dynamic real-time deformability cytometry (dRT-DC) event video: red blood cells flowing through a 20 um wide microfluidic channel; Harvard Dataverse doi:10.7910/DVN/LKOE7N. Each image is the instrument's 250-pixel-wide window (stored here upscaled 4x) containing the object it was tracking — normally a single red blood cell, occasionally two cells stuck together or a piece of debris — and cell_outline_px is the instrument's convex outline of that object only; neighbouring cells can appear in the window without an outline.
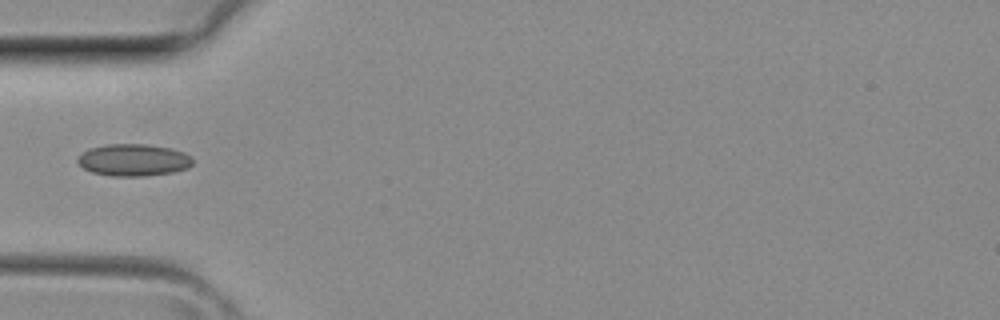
{"species": "common noctule bat (a hibernating species)", "species_latin": "Nyctalus noctula", "temperature_condition": "room temperature", "stored_images_in_passage": 6, "camera_frame_rate_fps": 3000, "um_per_image_px": 0.085, "animal": {"sex": "female", "body_mass_g": 29.2, "forearm_length_mm": 56.3}, "frame": {"image": 1, "passage_image": 2, "time_ms": 0.333, "image_size_px": [1000, 320], "cell_outline_px": [[192, 164], [188, 168], [172, 172], [144, 176], [112, 176], [92, 172], [84, 168], [76, 160], [88, 148], [104, 144], [144, 144], [168, 148], [184, 152], [192, 156]], "centroid_in_image_um": [11.35, 13.6], "position_along_channel_um": 73.7, "area_um2": 21.39}}
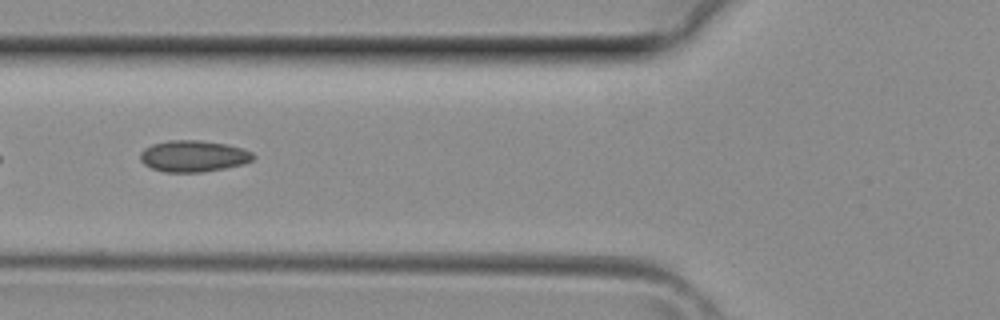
{"frame": {"image": 2, "passage_image": 4, "time_ms": 1.0, "image_size_px": [1000, 320], "cell_outline_px": [[256, 156], [252, 160], [244, 164], [204, 172], [164, 172], [152, 168], [144, 164], [140, 160], [140, 152], [144, 148], [152, 144], [168, 140], [200, 140], [228, 144], [252, 152]], "centroid_in_image_um": [16.43, 13.27], "position_along_channel_um": 109.4, "area_um2": 20.81}}